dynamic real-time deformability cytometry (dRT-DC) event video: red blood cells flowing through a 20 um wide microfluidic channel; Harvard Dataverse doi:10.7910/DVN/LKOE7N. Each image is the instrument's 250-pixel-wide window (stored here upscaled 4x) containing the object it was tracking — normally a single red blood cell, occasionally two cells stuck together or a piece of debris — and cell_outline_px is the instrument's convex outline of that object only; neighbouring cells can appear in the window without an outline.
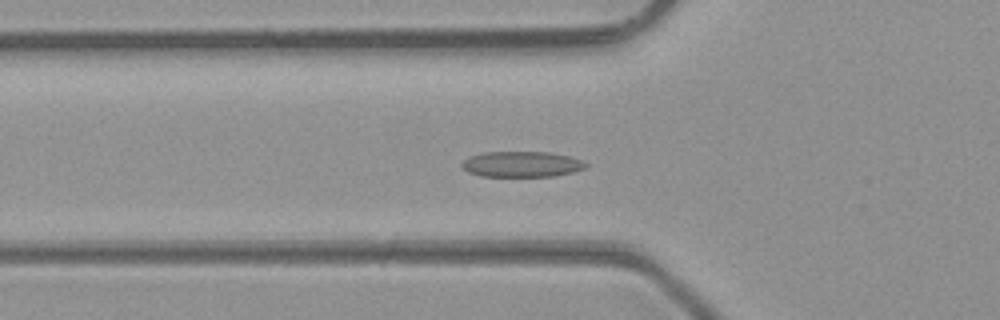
{"species": "common noctule bat (a hibernating species)", "species_latin": "Nyctalus noctula", "temperature_condition": "room temperature", "stored_images_in_passage": 42, "camera_frame_rate_fps": 3000, "um_per_image_px": 0.085, "animal": {"sex": "male", "body_mass_g": 23.1, "forearm_length_mm": 52.7}, "frame": {"image": 1, "passage_image": 11, "time_ms": 3.333, "image_size_px": [1000, 320], "cell_outline_px": [[588, 164], [584, 168], [572, 172], [556, 176], [480, 176], [468, 172], [460, 164], [468, 156], [480, 152], [548, 152], [568, 156], [580, 160]], "centroid_in_image_um": [44.29, 13.95], "position_along_channel_um": 81.5, "area_um2": 18.5}}
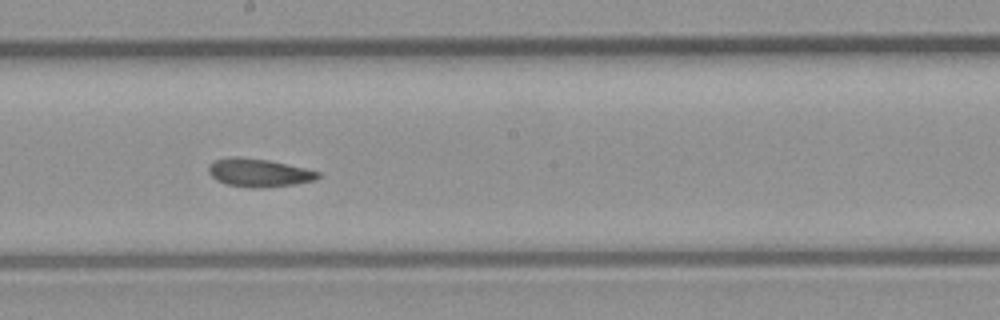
{"frame": {"image": 2, "passage_image": 21, "time_ms": 6.667, "image_size_px": [1000, 320], "cell_outline_px": [[320, 176], [316, 180], [292, 184], [264, 188], [252, 188], [228, 184], [216, 180], [208, 172], [208, 164], [212, 160], [228, 156], [240, 156], [268, 160], [304, 168], [320, 172]], "centroid_in_image_um": [21.94, 14.66], "position_along_channel_um": 226.3, "area_um2": 18.09}}
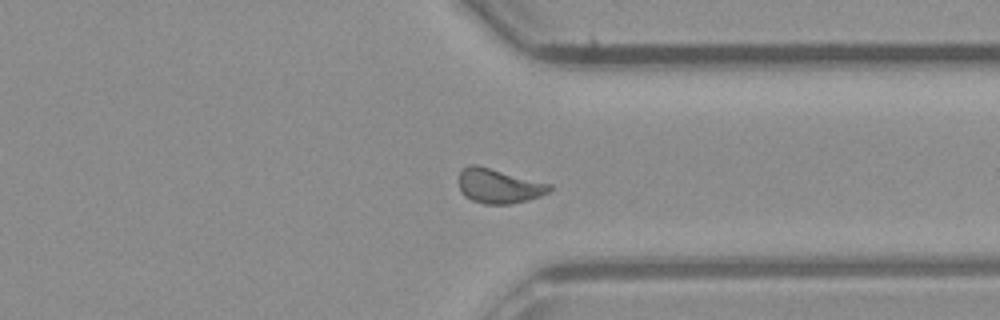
{"frame": {"image": 3, "passage_image": 31, "time_ms": 10.0, "image_size_px": [1000, 320], "cell_outline_px": [[552, 188], [548, 192], [540, 196], [528, 200], [508, 204], [484, 204], [472, 200], [464, 196], [456, 180], [460, 168], [468, 164], [476, 164], [552, 184]], "centroid_in_image_um": [42.34, 15.79], "position_along_channel_um": 369.1, "area_um2": 18.61}, "authors_computed_cell_mechanics": {"area_um2": 18.0625, "velocity_mm_per_s": 4.3096, "shape_relaxation_time_tau1_ms": null, "shape_relaxation_time_tau2_ms": 2.2661, "deformation_change_tau1": null, "deformation_change_tau2": 0.0767}}